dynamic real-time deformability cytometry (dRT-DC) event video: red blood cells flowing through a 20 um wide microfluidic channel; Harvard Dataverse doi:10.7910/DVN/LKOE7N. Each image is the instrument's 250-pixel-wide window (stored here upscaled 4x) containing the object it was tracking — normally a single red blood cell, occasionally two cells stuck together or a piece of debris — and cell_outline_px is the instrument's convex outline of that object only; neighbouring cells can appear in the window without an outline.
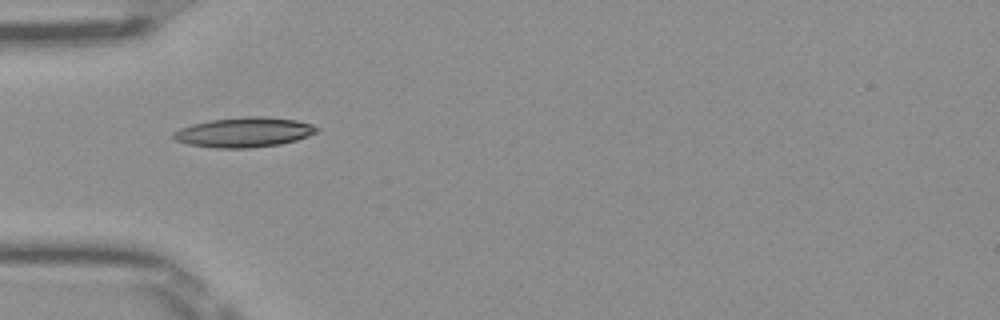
{"species": "Egyptian fruit bat (a non-hibernating species)", "species_latin": "Rousettus aegyptiacus", "temperature_condition": "room temperature", "stored_images_in_passage": 36, "camera_frame_rate_fps": 3000, "um_per_image_px": 0.085, "frame": {"image": 1, "passage_image": 1, "time_ms": 0.0, "image_size_px": [1000, 320], "cell_outline_px": [[320, 128], [316, 132], [308, 136], [296, 140], [280, 144], [248, 148], [216, 148], [188, 144], [176, 140], [172, 136], [172, 132], [180, 128], [192, 124], [208, 120], [244, 116], [264, 116], [296, 120], [312, 124]], "centroid_in_image_um": [20.74, 11.23], "position_along_channel_um": 64.3, "area_um2": 25.03}}
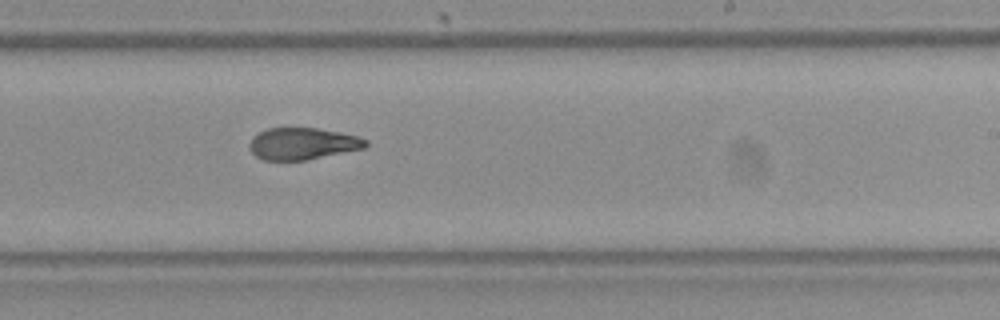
{"frame": {"image": 2, "passage_image": 16, "time_ms": 5.0, "image_size_px": [1000, 320], "cell_outline_px": [[368, 144], [364, 148], [308, 160], [264, 160], [256, 156], [248, 148], [248, 144], [252, 136], [268, 128], [316, 128], [340, 132], [356, 136], [368, 140]], "centroid_in_image_um": [25.7, 12.21], "position_along_channel_um": 263.3, "area_um2": 21.62}}
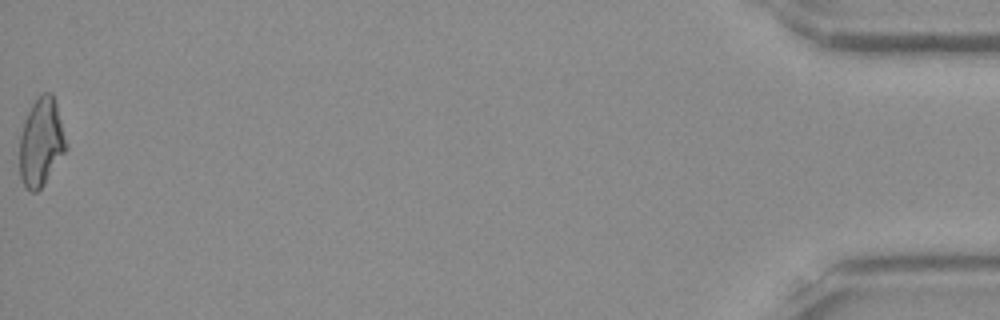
{"frame": {"image": 3, "passage_image": 36, "time_ms": 11.667, "image_size_px": [1000, 320], "cell_outline_px": [[68, 148], [44, 184], [36, 192], [28, 192], [20, 176], [20, 136], [24, 120], [32, 104], [44, 92], [52, 92], [56, 104], [68, 144]], "centroid_in_image_um": [3.51, 12.11], "position_along_channel_um": 431.7, "area_um2": 23.81}, "authors_computed_cell_mechanics": {"area_um2": 23.0333, "velocity_mm_per_s": 3.9917, "shape_relaxation_time_tau1_ms": 7.3508, "shape_relaxation_time_tau2_ms": 2.7517, "deformation_change_tau1": 0.2147, "deformation_change_tau2": 0.0869}}